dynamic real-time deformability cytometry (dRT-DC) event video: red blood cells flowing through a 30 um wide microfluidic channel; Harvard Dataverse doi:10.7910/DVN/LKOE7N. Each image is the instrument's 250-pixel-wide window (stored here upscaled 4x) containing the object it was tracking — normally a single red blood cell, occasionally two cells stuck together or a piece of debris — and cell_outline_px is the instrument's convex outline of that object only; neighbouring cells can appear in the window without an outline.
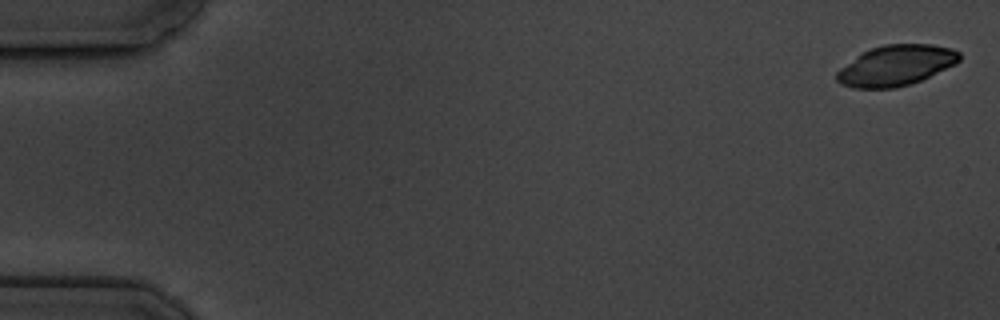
{"species": "common noctule bat (a hibernating species)", "species_latin": "Nyctalus noctula", "temperature_condition": "cold", "stored_images_in_passage": 9, "camera_frame_rate_fps": 3000, "um_per_image_px": 0.085, "animal": {"sex": "male", "body_mass_g": 19.5, "forearm_length_mm": 54.6}, "frame": {"image": 1, "passage_image": 1, "time_ms": 0.0, "image_size_px": [1000, 320], "cell_outline_px": [[960, 60], [956, 64], [920, 80], [896, 88], [852, 88], [840, 84], [836, 80], [836, 72], [840, 68], [860, 52], [884, 44], [932, 44], [952, 48], [960, 52]], "centroid_in_image_um": [76.13, 5.55], "position_along_channel_um": 8.9, "area_um2": 29.07}}